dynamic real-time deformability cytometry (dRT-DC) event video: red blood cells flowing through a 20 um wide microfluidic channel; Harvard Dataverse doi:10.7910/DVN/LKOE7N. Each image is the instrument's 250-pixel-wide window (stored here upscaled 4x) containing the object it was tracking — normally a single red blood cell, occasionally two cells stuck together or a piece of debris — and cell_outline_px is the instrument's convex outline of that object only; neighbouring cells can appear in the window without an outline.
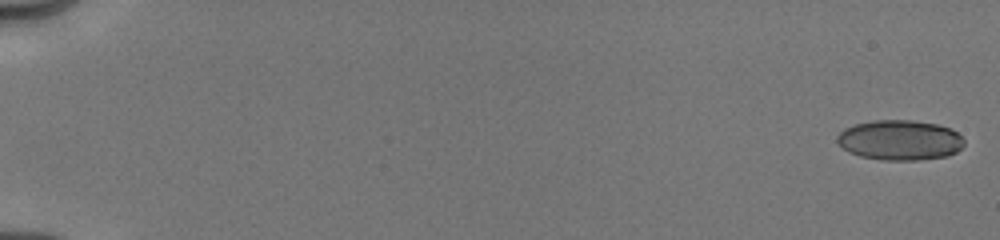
{"species": "human", "species_latin": "Homo sapiens", "temperature_condition": "cold", "stored_images_in_passage": 18, "camera_frame_rate_fps": 3000, "um_per_image_px": 0.085, "donor": {"sex": "male"}, "frame": {"image": 1, "passage_image": 2, "time_ms": 0.333, "image_size_px": [1000, 240], "cell_outline_px": [[964, 144], [956, 152], [948, 156], [920, 160], [880, 160], [860, 156], [848, 152], [836, 140], [836, 136], [844, 128], [856, 124], [872, 120], [912, 120], [936, 124], [952, 128], [964, 140]], "centroid_in_image_um": [76.48, 11.91], "position_along_channel_um": 8.5, "area_um2": 29.82}}
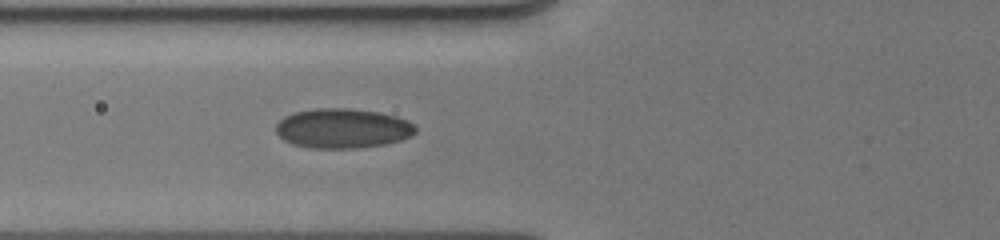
{"frame": {"image": 2, "passage_image": 15, "time_ms": 7.333, "image_size_px": [1000, 240], "cell_outline_px": [[416, 132], [412, 136], [400, 140], [384, 144], [356, 148], [308, 148], [292, 144], [284, 140], [276, 132], [276, 124], [284, 116], [296, 112], [316, 108], [352, 108], [380, 112], [396, 116], [408, 120], [416, 128]], "centroid_in_image_um": [29.13, 10.91], "position_along_channel_um": 96.7, "area_um2": 32.43}}
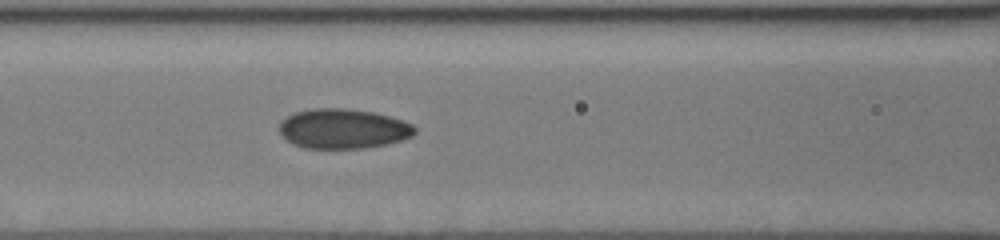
{"frame": {"image": 3, "passage_image": 18, "time_ms": 8.333, "image_size_px": [1000, 240], "cell_outline_px": [[416, 132], [412, 136], [400, 140], [384, 144], [364, 148], [304, 148], [288, 140], [280, 132], [280, 120], [296, 112], [312, 108], [348, 108], [372, 112], [404, 120], [412, 124], [416, 128]], "centroid_in_image_um": [29.18, 10.93], "position_along_channel_um": 137.4, "area_um2": 31.21}}